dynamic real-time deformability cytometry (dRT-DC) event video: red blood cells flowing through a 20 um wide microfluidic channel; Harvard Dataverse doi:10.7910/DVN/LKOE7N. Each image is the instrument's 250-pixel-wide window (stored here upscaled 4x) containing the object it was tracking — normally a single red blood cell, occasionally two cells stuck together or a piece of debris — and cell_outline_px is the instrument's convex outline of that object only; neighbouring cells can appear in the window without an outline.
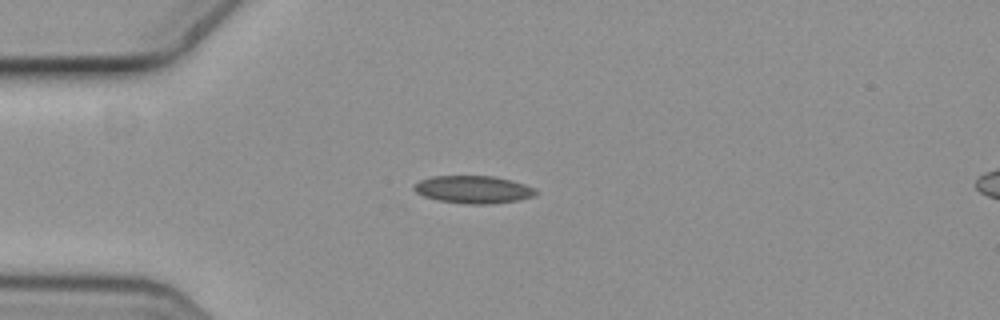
{"species": "common noctule bat (a hibernating species)", "species_latin": "Nyctalus noctula", "temperature_condition": "cold", "stored_images_in_passage": 9, "camera_frame_rate_fps": 3000, "um_per_image_px": 0.085, "animal": {"sex": "female", "body_mass_g": 19.3, "forearm_length_mm": 54.1}, "frame": {"image": 1, "passage_image": 3, "time_ms": 0.667, "image_size_px": [1000, 320], "cell_outline_px": [[540, 192], [532, 196], [520, 200], [492, 204], [464, 204], [436, 200], [424, 196], [416, 192], [412, 188], [420, 180], [432, 176], [492, 176], [512, 180], [524, 184]], "centroid_in_image_um": [40.23, 16.12], "position_along_channel_um": 44.8, "area_um2": 19.65}}
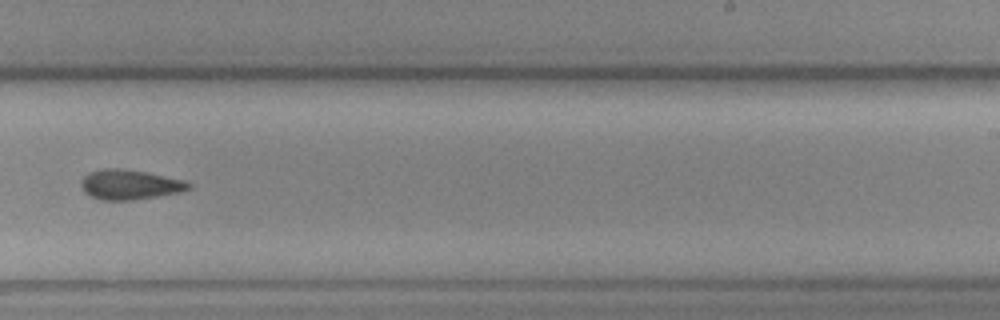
{"frame": {"image": 2, "passage_image": 9, "time_ms": 2.667, "image_size_px": [1000, 320], "cell_outline_px": [[192, 188], [180, 192], [132, 200], [100, 200], [84, 192], [80, 184], [80, 180], [88, 172], [104, 168], [120, 168], [144, 172], [184, 180], [192, 184]], "centroid_in_image_um": [11.0, 15.69], "position_along_channel_um": 278.0, "area_um2": 18.67}}